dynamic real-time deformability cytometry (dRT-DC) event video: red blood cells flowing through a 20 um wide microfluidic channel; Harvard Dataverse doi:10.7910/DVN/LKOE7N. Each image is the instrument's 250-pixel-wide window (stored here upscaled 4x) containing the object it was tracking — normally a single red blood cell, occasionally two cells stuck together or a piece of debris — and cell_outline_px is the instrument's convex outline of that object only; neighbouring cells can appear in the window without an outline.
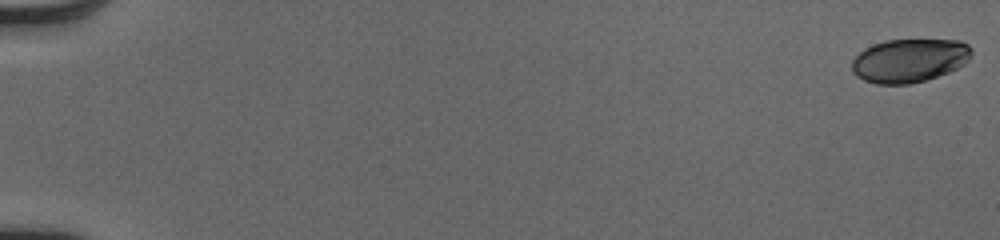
{"species": "human", "species_latin": "Homo sapiens", "temperature_condition": "cold", "stored_images_in_passage": 52, "camera_frame_rate_fps": 3000, "um_per_image_px": 0.085, "donor": {"sex": "male"}, "frame": {"image": 1, "passage_image": 1, "time_ms": 0.0, "image_size_px": [1000, 240], "cell_outline_px": [[972, 56], [964, 64], [948, 72], [924, 80], [908, 84], [876, 84], [864, 80], [856, 76], [852, 72], [852, 60], [864, 48], [872, 44], [888, 40], [960, 40], [968, 44], [972, 48]], "centroid_in_image_um": [77.29, 5.13], "position_along_channel_um": 7.7, "area_um2": 30.4}}
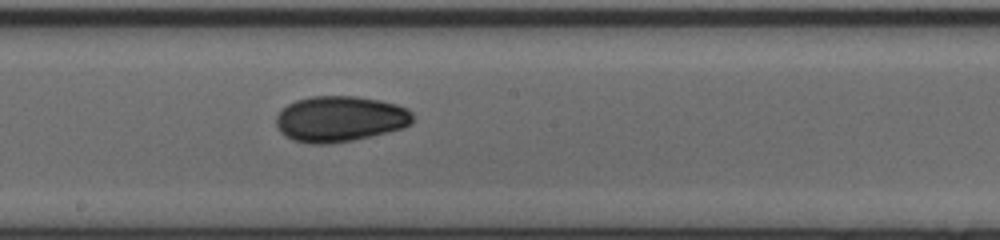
{"frame": {"image": 2, "passage_image": 31, "time_ms": 10.0, "image_size_px": [1000, 240], "cell_outline_px": [[412, 124], [404, 128], [388, 132], [352, 140], [332, 144], [308, 144], [292, 140], [284, 136], [280, 132], [276, 124], [276, 116], [280, 108], [296, 100], [312, 96], [356, 96], [380, 100], [396, 104], [408, 108], [412, 112]], "centroid_in_image_um": [28.88, 10.11], "position_along_channel_um": 219.3, "area_um2": 36.88}}
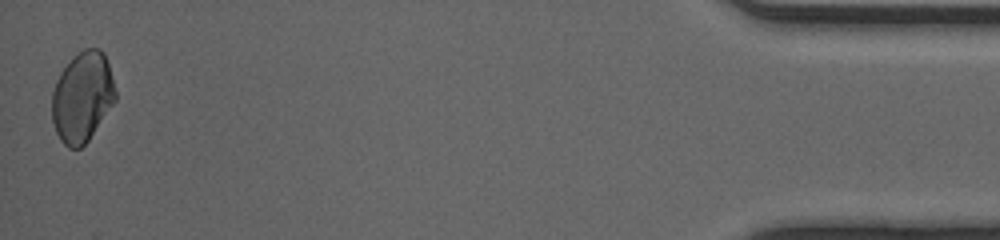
{"frame": {"image": 3, "passage_image": 52, "time_ms": 17.0, "image_size_px": [1000, 240], "cell_outline_px": [[116, 100], [88, 140], [80, 148], [68, 148], [60, 140], [56, 132], [52, 120], [52, 92], [56, 80], [60, 72], [84, 48], [100, 48], [104, 52], [108, 64], [116, 92]], "centroid_in_image_um": [6.99, 8.26], "position_along_channel_um": 428.2, "area_um2": 33.06}, "authors_computed_cell_mechanics": {"area_um2": 33.7263, "velocity_mm_per_s": 4.1249, "shape_relaxation_time_tau1_ms": 6.5937, "shape_relaxation_time_tau2_ms": 3.1572, "deformation_change_tau1": 0.1428, "deformation_change_tau2": 0.0535}}